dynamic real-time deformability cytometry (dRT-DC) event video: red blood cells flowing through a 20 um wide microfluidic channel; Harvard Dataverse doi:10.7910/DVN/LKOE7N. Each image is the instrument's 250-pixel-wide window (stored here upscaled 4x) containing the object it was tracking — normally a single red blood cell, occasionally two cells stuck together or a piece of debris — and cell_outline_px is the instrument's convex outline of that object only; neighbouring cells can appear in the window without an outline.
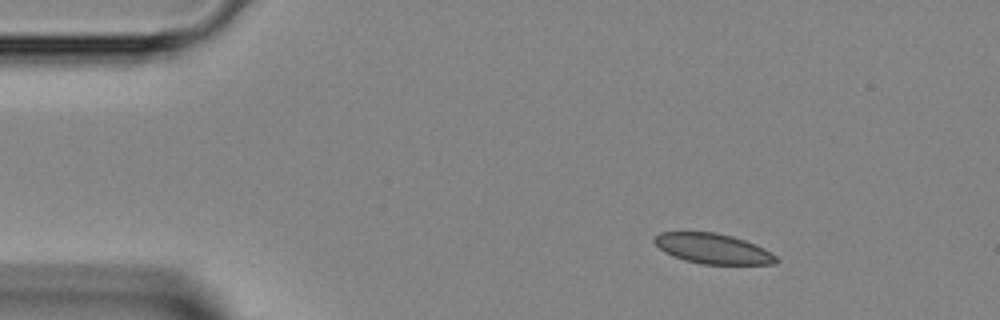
{"species": "Egyptian fruit bat (a non-hibernating species)", "species_latin": "Rousettus aegyptiacus", "temperature_condition": "room temperature", "stored_images_in_passage": 40, "segment_of_instrument_passage": [1, 2], "camera_frame_rate_fps": 3000, "um_per_image_px": 0.085, "animal": {"sex": "female"}, "frame": {"image": 1, "passage_image": 1, "time_ms": 0.0, "image_size_px": [1000, 320], "cell_outline_px": [[780, 260], [776, 264], [700, 264], [684, 260], [664, 252], [652, 240], [660, 232], [716, 232], [732, 236], [756, 244], [764, 248], [776, 256]], "centroid_in_image_um": [60.61, 21.14], "position_along_channel_um": 24.4, "area_um2": 21.44}}
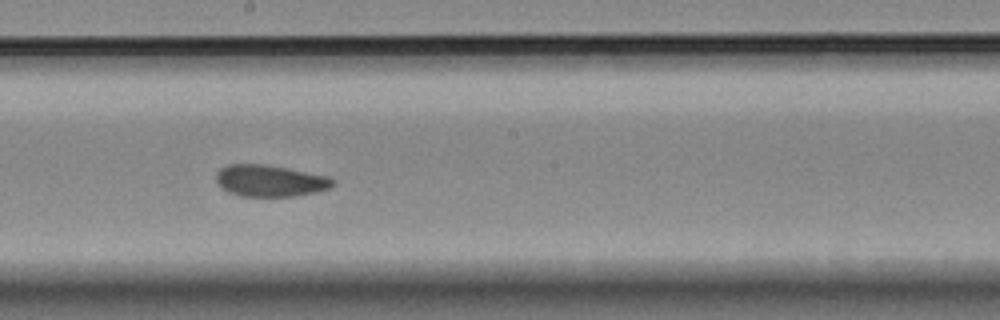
{"frame": {"image": 2, "passage_image": 19, "time_ms": 6.0, "image_size_px": [1000, 320], "cell_outline_px": [[336, 184], [332, 188], [316, 192], [296, 196], [240, 196], [228, 192], [216, 180], [216, 172], [220, 168], [228, 164], [264, 164], [328, 176], [336, 180]], "centroid_in_image_um": [22.99, 15.37], "position_along_channel_um": 225.2, "area_um2": 21.56}}
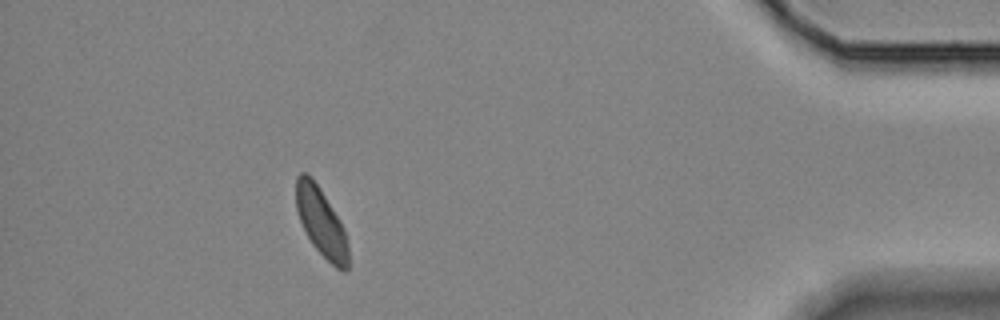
{"frame": {"image": 3, "passage_image": 35, "time_ms": 11.333, "image_size_px": [1000, 320], "cell_outline_px": [[348, 268], [344, 272], [336, 268], [312, 244], [300, 220], [296, 208], [296, 176], [300, 172], [308, 172], [312, 176], [340, 220], [344, 228], [348, 244]], "centroid_in_image_um": [27.3, 18.85], "position_along_channel_um": 407.9, "area_um2": 20.75}}